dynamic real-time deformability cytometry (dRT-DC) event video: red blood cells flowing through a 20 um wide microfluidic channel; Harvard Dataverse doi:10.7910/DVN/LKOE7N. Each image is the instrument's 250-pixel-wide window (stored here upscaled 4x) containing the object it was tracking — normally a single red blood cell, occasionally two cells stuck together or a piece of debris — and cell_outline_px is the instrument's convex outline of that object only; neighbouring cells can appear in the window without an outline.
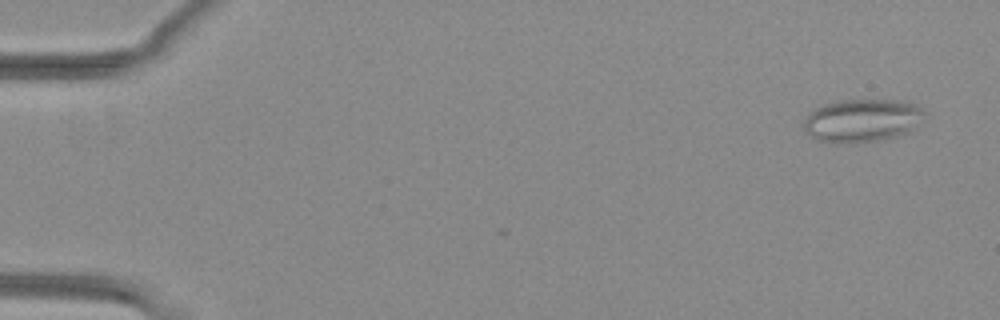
{"species": "common noctule bat (a hibernating species)", "species_latin": "Nyctalus noctula", "temperature_condition": "warm", "stored_images_in_passage": 13, "camera_frame_rate_fps": 3000, "um_per_image_px": 0.085, "animal": {"sex": "female", "body_mass_g": 29.2, "forearm_length_mm": 56.3}, "frame": {"image": 1, "passage_image": 3, "time_ms": 0.667, "image_size_px": [1000, 320], "cell_outline_px": [[928, 116], [908, 132], [884, 140], [856, 144], [848, 144], [816, 140], [804, 128], [804, 116], [808, 112], [816, 108], [828, 104], [844, 100], [908, 100], [924, 108], [928, 112]], "centroid_in_image_um": [73.36, 10.24], "position_along_channel_um": 11.6, "area_um2": 30.92}}